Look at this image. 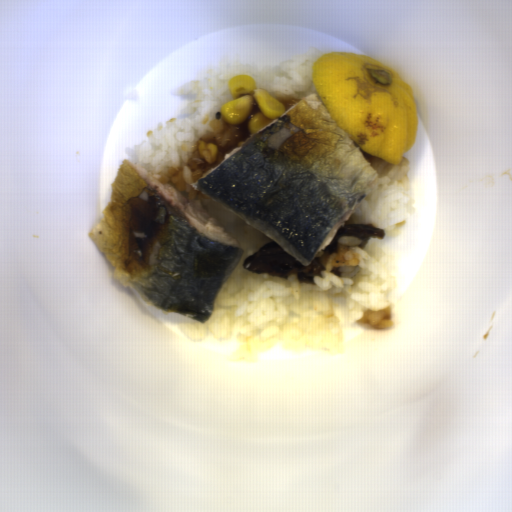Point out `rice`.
<instances>
[{
  "mask_svg": "<svg viewBox=\"0 0 512 512\" xmlns=\"http://www.w3.org/2000/svg\"><path fill=\"white\" fill-rule=\"evenodd\" d=\"M327 53L323 48L305 49L282 65L267 67L225 57L205 77L174 89V94L194 96L188 114L168 120L124 150L125 159L189 201L200 200L227 233L246 245V255L221 289L211 318L205 323L186 317L182 321L181 332L192 342L231 338L251 353L307 348L337 355L343 350V328L352 322L375 331L394 328L392 295L399 282L391 254L382 246L367 240L360 248L358 238L340 236L338 253H317L321 276L313 277L312 283L298 282L295 274L288 278L255 274L243 267L245 260L275 240L191 185L251 136L248 123L260 110L257 103L242 123L228 124L220 114L221 105L232 99L233 77L251 75L256 89L266 90L286 111L316 92L312 65ZM199 143L217 144L216 162L207 163L198 151Z\"/></svg>",
  "mask_w": 512,
  "mask_h": 512,
  "instance_id": "652b925c",
  "label": "rice"
},
{
  "mask_svg": "<svg viewBox=\"0 0 512 512\" xmlns=\"http://www.w3.org/2000/svg\"><path fill=\"white\" fill-rule=\"evenodd\" d=\"M353 143H354L355 147H358V148L360 147L355 141H353Z\"/></svg>",
  "mask_w": 512,
  "mask_h": 512,
  "instance_id": "8eca5e8b",
  "label": "rice"
},
{
  "mask_svg": "<svg viewBox=\"0 0 512 512\" xmlns=\"http://www.w3.org/2000/svg\"><path fill=\"white\" fill-rule=\"evenodd\" d=\"M360 150L378 173V180L344 225L369 223L383 229L387 238L397 235L417 209L409 184L410 162L405 154L400 164H390Z\"/></svg>",
  "mask_w": 512,
  "mask_h": 512,
  "instance_id": "023b6e5f",
  "label": "rice"
}]
</instances>
